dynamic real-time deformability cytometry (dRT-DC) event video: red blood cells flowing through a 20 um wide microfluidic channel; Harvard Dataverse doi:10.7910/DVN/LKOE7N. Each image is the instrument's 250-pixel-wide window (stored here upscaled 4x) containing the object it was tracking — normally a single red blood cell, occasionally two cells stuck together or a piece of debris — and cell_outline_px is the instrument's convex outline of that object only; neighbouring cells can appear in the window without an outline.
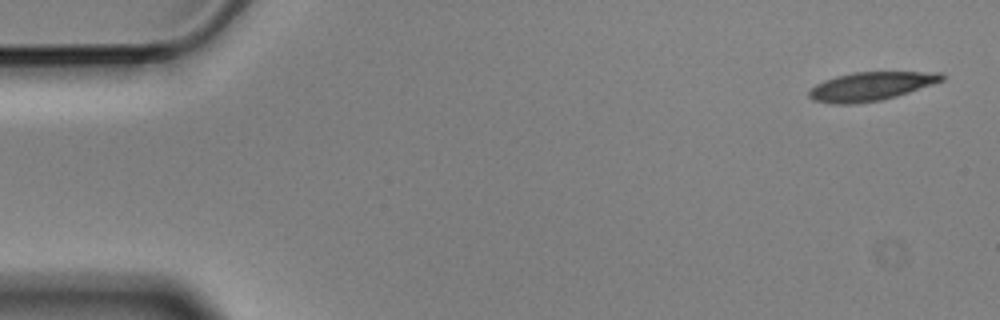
{"species": "Egyptian fruit bat (a non-hibernating species)", "species_latin": "Rousettus aegyptiacus", "temperature_condition": "cold", "stored_images_in_passage": 5, "camera_frame_rate_fps": 3000, "um_per_image_px": 0.085, "animal": {"sex": "male"}, "frame": {"image": 1, "passage_image": 1, "time_ms": 0.0, "image_size_px": [1000, 320], "cell_outline_px": [[944, 80], [896, 96], [880, 100], [852, 104], [832, 104], [812, 100], [808, 96], [808, 92], [816, 84], [824, 80], [836, 76], [856, 72], [944, 72]], "centroid_in_image_um": [74.0, 7.34], "position_along_channel_um": 11.0, "area_um2": 22.02}}
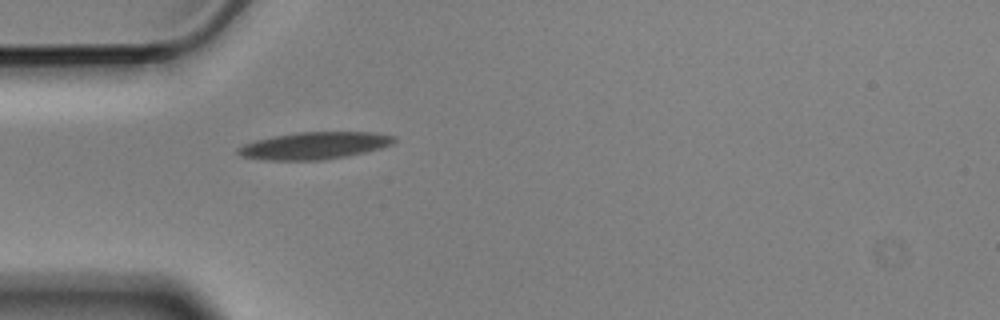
{"frame": {"image": 2, "passage_image": 5, "time_ms": 1.333, "image_size_px": [1000, 320], "cell_outline_px": [[396, 140], [392, 144], [380, 148], [348, 156], [324, 160], [264, 160], [240, 156], [236, 152], [236, 148], [244, 144], [256, 140], [296, 132], [380, 132], [396, 136]], "centroid_in_image_um": [26.74, 12.38], "position_along_channel_um": 58.3, "area_um2": 24.85}}